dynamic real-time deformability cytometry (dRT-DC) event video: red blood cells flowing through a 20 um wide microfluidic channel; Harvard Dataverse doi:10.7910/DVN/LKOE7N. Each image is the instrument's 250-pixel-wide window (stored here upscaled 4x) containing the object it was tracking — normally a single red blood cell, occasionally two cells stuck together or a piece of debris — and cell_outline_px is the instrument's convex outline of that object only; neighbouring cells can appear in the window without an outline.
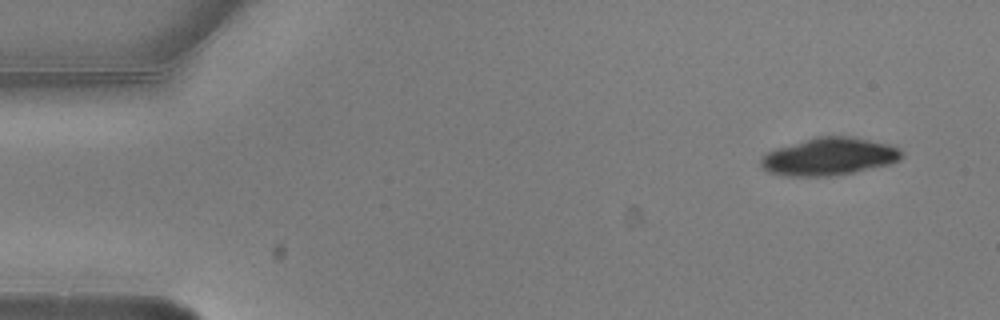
{"species": "common noctule bat (a hibernating species)", "species_latin": "Nyctalus noctula", "temperature_condition": "warm", "stored_images_in_passage": 5, "camera_frame_rate_fps": 3000, "um_per_image_px": 0.085, "animal": {"sex": "male", "body_mass_g": 20.5, "forearm_length_mm": 52.5}, "frame": {"image": 1, "passage_image": 1, "time_ms": 0.0, "image_size_px": [1000, 320], "cell_outline_px": [[904, 156], [900, 160], [888, 164], [852, 172], [828, 176], [788, 176], [768, 172], [760, 168], [760, 156], [776, 148], [816, 136], [852, 136], [888, 144], [900, 148], [904, 152]], "centroid_in_image_um": [70.46, 13.3], "position_along_channel_um": 14.5, "area_um2": 30.92}}